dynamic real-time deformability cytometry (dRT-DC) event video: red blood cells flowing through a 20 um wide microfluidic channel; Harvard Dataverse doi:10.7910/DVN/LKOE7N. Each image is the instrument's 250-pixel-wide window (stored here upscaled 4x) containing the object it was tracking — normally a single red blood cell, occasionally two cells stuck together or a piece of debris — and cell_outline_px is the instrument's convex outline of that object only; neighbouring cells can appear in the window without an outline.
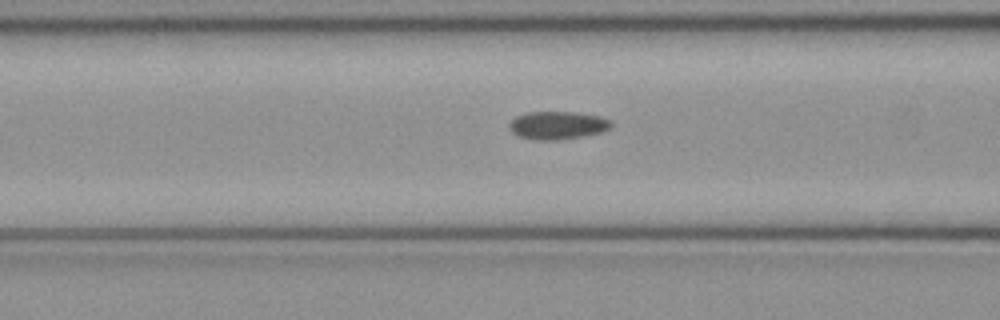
{"species": "common noctule bat (a hibernating species)", "species_latin": "Nyctalus noctula", "temperature_condition": "cold", "stored_images_in_passage": 48, "camera_frame_rate_fps": 3000, "um_per_image_px": 0.085, "animal": {"sex": "female", "body_mass_g": 21.9}, "frame": {"image": 1, "passage_image": 17, "time_ms": 5.333, "image_size_px": [1000, 320], "cell_outline_px": [[612, 128], [600, 132], [584, 136], [560, 140], [536, 140], [520, 136], [512, 132], [508, 128], [508, 124], [516, 116], [528, 112], [572, 112], [600, 116], [612, 120]], "centroid_in_image_um": [47.41, 10.65], "position_along_channel_um": 119.2, "area_um2": 16.7}}
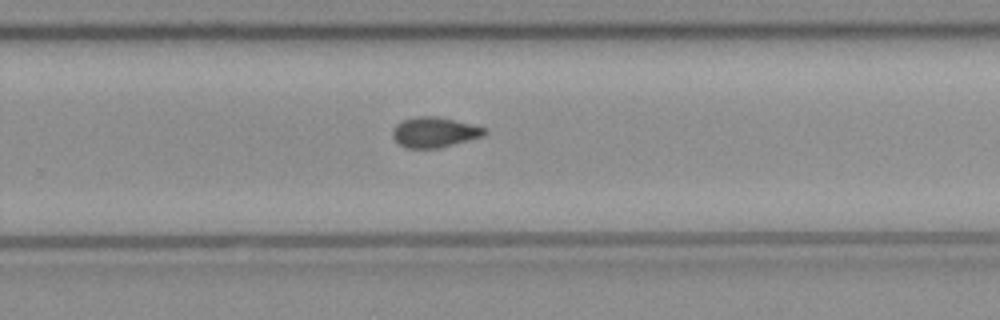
{"frame": {"image": 2, "passage_image": 30, "time_ms": 9.667, "image_size_px": [1000, 320], "cell_outline_px": [[488, 132], [484, 136], [440, 148], [408, 148], [400, 144], [392, 136], [392, 128], [396, 124], [404, 120], [416, 116], [436, 116], [472, 124], [488, 128]], "centroid_in_image_um": [36.96, 11.24], "position_along_channel_um": 292.8, "area_um2": 16.3}}
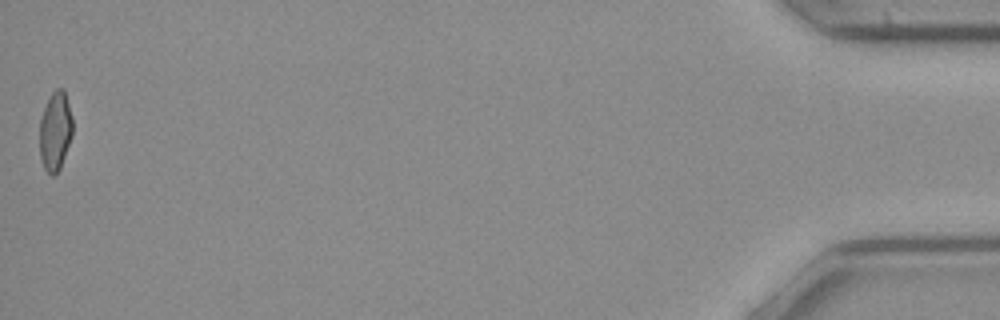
{"frame": {"image": 3, "passage_image": 48, "time_ms": 15.667, "image_size_px": [1000, 320], "cell_outline_px": [[72, 136], [60, 168], [52, 176], [44, 168], [40, 160], [40, 120], [44, 108], [52, 92], [56, 88], [64, 88], [72, 116]], "centroid_in_image_um": [4.7, 11.13], "position_along_channel_um": 430.5, "area_um2": 15.14}, "authors_computed_cell_mechanics": {"area_um2": 16.1551, "velocity_mm_per_s": 4.0038, "shape_relaxation_time_tau1_ms": 9.8799, "shape_relaxation_time_tau2_ms": 10.8974, "deformation_change_tau1": 0.1774, "deformation_change_tau2": 0.1474}}